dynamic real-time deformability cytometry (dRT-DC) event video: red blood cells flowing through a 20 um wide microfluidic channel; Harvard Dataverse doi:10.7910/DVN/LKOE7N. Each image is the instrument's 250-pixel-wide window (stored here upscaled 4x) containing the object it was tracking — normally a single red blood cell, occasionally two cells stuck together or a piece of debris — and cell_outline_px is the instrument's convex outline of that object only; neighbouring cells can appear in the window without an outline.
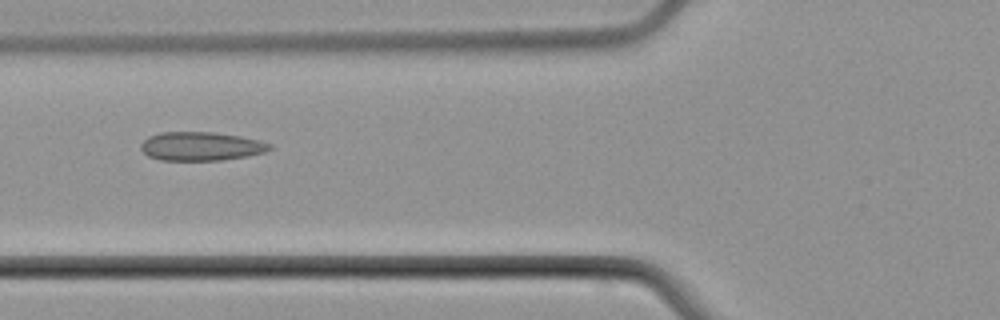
{"species": "common noctule bat (a hibernating species)", "species_latin": "Nyctalus noctula", "temperature_condition": "cold", "stored_images_in_passage": 6, "camera_frame_rate_fps": 3000, "um_per_image_px": 0.085, "animal": {"sex": "male", "body_mass_g": 21.5, "forearm_length_mm": 52.0}, "frame": {"image": 1, "passage_image": 4, "time_ms": 6.667, "image_size_px": [1000, 320], "cell_outline_px": [[272, 148], [264, 152], [248, 156], [220, 160], [160, 160], [148, 156], [140, 148], [140, 144], [148, 136], [160, 132], [212, 132], [240, 136], [260, 140], [272, 144]], "centroid_in_image_um": [17.08, 12.43], "position_along_channel_um": 108.7, "area_um2": 21.62}}
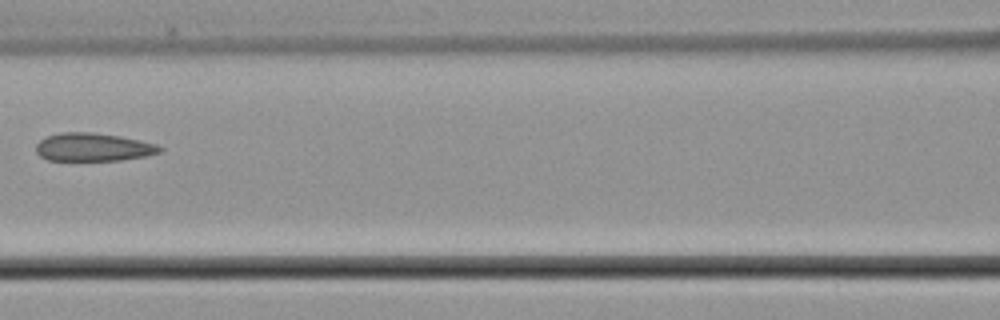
{"frame": {"image": 2, "passage_image": 5, "time_ms": 8.0, "image_size_px": [1000, 320], "cell_outline_px": [[164, 148], [160, 152], [144, 156], [120, 160], [48, 160], [40, 156], [36, 152], [36, 144], [40, 140], [48, 136], [60, 132], [92, 132], [120, 136], [140, 140], [156, 144]], "centroid_in_image_um": [7.91, 12.5], "position_along_channel_um": 158.7, "area_um2": 20.23}}
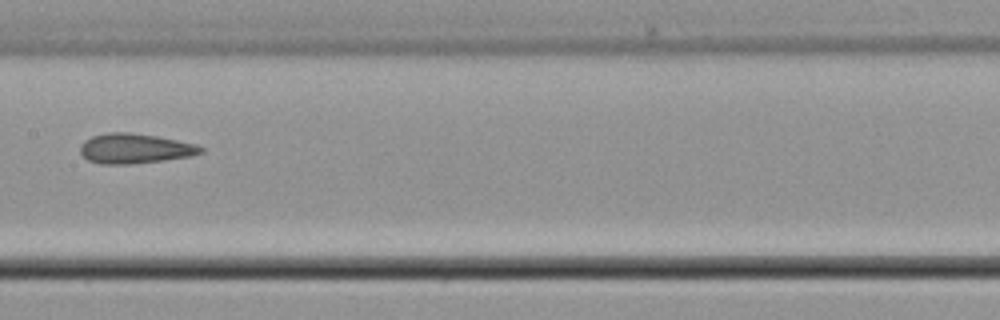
{"frame": {"image": 3, "passage_image": 6, "time_ms": 9.0, "image_size_px": [1000, 320], "cell_outline_px": [[204, 152], [192, 156], [164, 160], [128, 164], [100, 164], [88, 160], [80, 152], [80, 144], [84, 140], [92, 136], [108, 132], [128, 132], [156, 136], [196, 144], [204, 148]], "centroid_in_image_um": [11.45, 12.62], "position_along_channel_um": 195.9, "area_um2": 21.04}}